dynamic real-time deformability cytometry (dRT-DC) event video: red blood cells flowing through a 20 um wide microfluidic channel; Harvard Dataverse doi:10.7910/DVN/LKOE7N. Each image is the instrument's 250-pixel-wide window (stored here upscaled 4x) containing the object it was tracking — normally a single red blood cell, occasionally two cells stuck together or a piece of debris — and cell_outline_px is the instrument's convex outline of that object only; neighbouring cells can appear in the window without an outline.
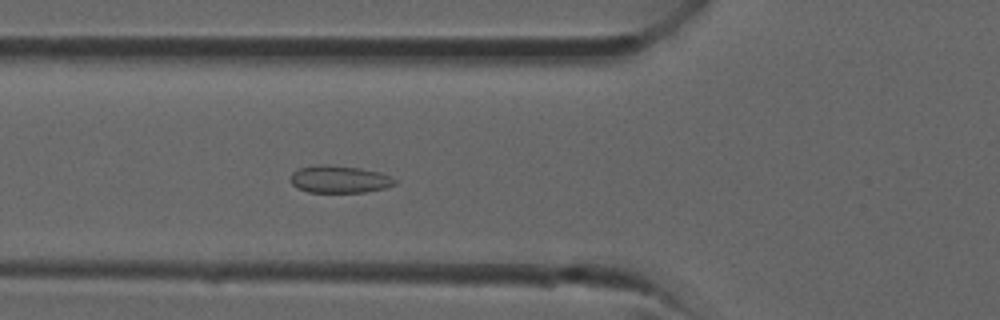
{"species": "common noctule bat (a hibernating species)", "species_latin": "Nyctalus noctula", "temperature_condition": "room temperature", "stored_images_in_passage": 31, "camera_frame_rate_fps": 3000, "um_per_image_px": 0.085, "animal": {"sex": "male", "forearm_length_mm": 52.5}, "frame": {"image": 1, "passage_image": 7, "time_ms": 2.0, "image_size_px": [1000, 320], "cell_outline_px": [[396, 184], [384, 188], [364, 192], [308, 192], [296, 188], [288, 180], [292, 172], [300, 168], [316, 164], [324, 164], [360, 168], [380, 172], [396, 180]], "centroid_in_image_um": [28.79, 15.23], "position_along_channel_um": 97.0, "area_um2": 16.7}}
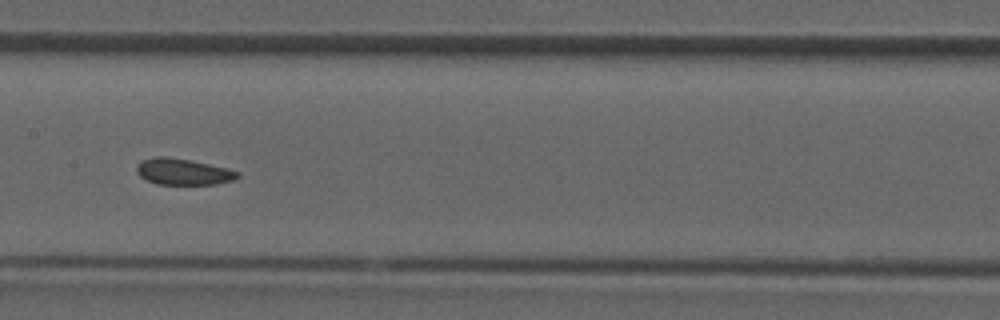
{"frame": {"image": 2, "passage_image": 12, "time_ms": 3.667, "image_size_px": [1000, 320], "cell_outline_px": [[240, 176], [232, 180], [216, 184], [156, 184], [140, 176], [136, 172], [136, 168], [140, 160], [152, 156], [168, 156], [192, 160], [228, 168], [240, 172]], "centroid_in_image_um": [15.55, 14.57], "position_along_channel_um": 191.8, "area_um2": 15.66}}
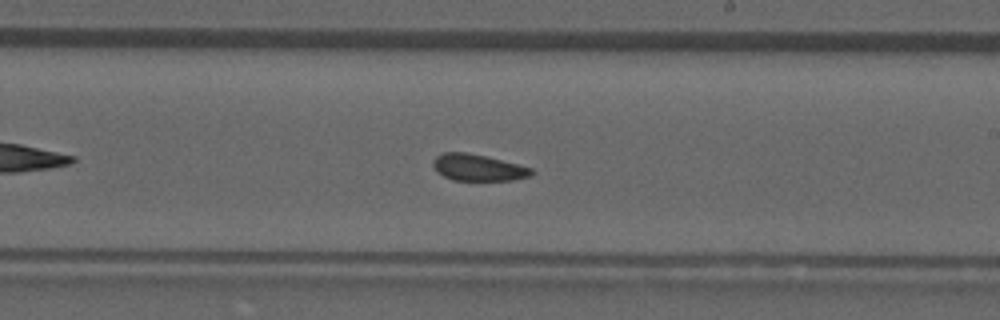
{"frame": {"image": 3, "passage_image": 15, "time_ms": 4.667, "image_size_px": [1000, 320], "cell_outline_px": [[536, 172], [528, 176], [512, 180], [452, 180], [436, 172], [432, 164], [432, 160], [436, 156], [444, 152], [464, 152], [484, 156], [532, 168]], "centroid_in_image_um": [40.58, 14.25], "position_along_channel_um": 248.4, "area_um2": 15.09}}